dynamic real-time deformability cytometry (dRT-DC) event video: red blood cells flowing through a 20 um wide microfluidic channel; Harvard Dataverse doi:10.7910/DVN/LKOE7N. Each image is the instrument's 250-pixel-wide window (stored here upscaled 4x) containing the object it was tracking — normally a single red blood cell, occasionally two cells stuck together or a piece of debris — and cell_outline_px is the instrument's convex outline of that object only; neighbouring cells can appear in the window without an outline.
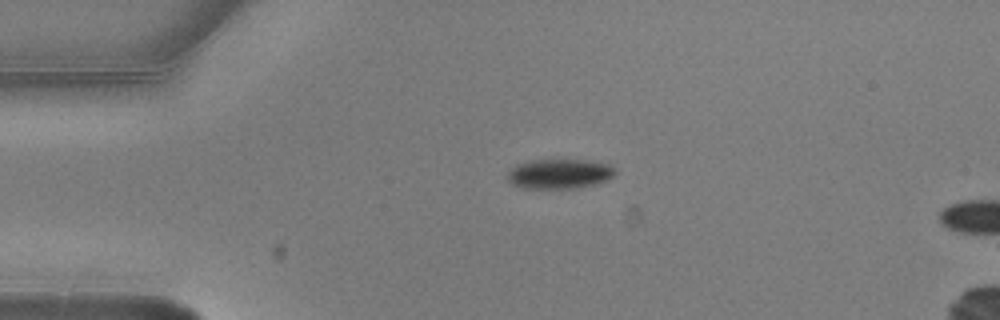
{"species": "common noctule bat (a hibernating species)", "species_latin": "Nyctalus noctula", "temperature_condition": "warm", "stored_images_in_passage": 2, "camera_frame_rate_fps": 3000, "um_per_image_px": 0.085, "animal": {"sex": "male", "body_mass_g": 20.5, "forearm_length_mm": 52.5}, "frame": {"image": 1, "passage_image": 1, "time_ms": 0.0, "image_size_px": [1000, 320], "cell_outline_px": [[616, 172], [612, 176], [596, 184], [576, 188], [524, 188], [512, 184], [508, 180], [508, 172], [516, 164], [528, 160], [588, 160], [608, 164], [616, 168]], "centroid_in_image_um": [47.54, 14.77], "position_along_channel_um": 37.5, "area_um2": 18.61}}